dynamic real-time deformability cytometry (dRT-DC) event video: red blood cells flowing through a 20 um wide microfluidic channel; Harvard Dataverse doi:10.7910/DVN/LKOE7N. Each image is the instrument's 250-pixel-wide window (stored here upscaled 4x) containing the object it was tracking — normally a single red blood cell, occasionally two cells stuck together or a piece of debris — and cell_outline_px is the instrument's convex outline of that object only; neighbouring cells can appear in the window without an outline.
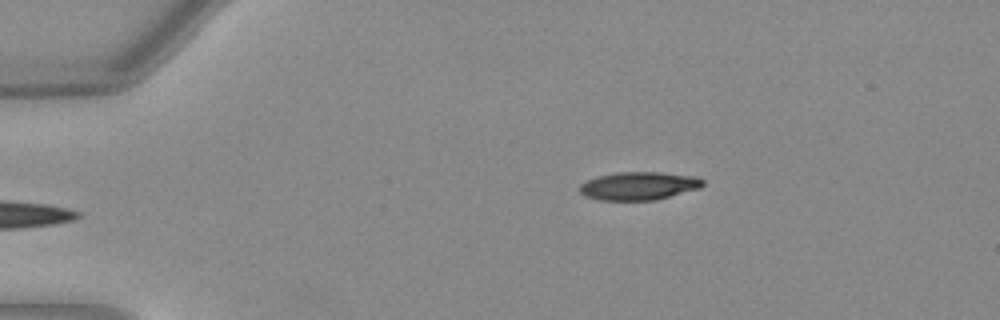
{"species": "Egyptian fruit bat (a non-hibernating species)", "species_latin": "Rousettus aegyptiacus", "temperature_condition": "warm", "stored_images_in_passage": 42, "camera_frame_rate_fps": 3000, "um_per_image_px": 0.085, "animal": {"sex": "female"}, "frame": {"image": 1, "passage_image": 1, "time_ms": 0.0, "image_size_px": [1000, 320], "cell_outline_px": [[704, 184], [700, 188], [656, 200], [600, 200], [584, 196], [580, 192], [580, 184], [596, 176], [616, 172], [660, 172], [700, 176], [704, 180]], "centroid_in_image_um": [54.33, 15.79], "position_along_channel_um": 30.7, "area_um2": 20.4}}
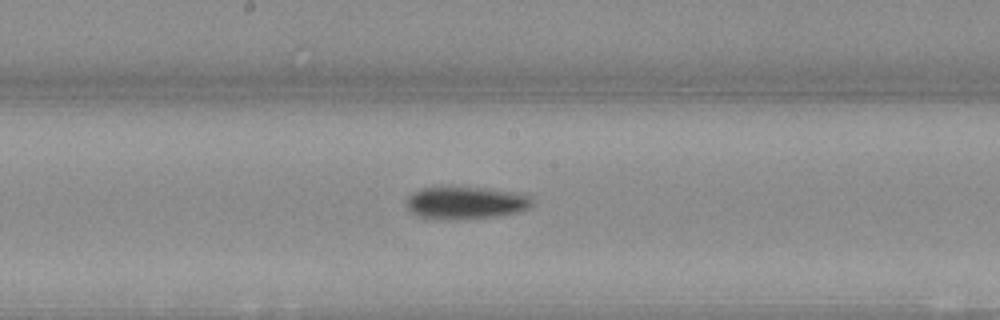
{"frame": {"image": 2, "passage_image": 19, "time_ms": 6.0, "image_size_px": [1000, 320], "cell_outline_px": [[532, 204], [528, 208], [520, 212], [496, 216], [468, 220], [448, 220], [416, 216], [408, 212], [404, 204], [408, 196], [412, 192], [420, 188], [440, 184], [448, 184], [520, 192], [532, 196]], "centroid_in_image_um": [39.51, 17.2], "position_along_channel_um": 208.7, "area_um2": 25.37}}
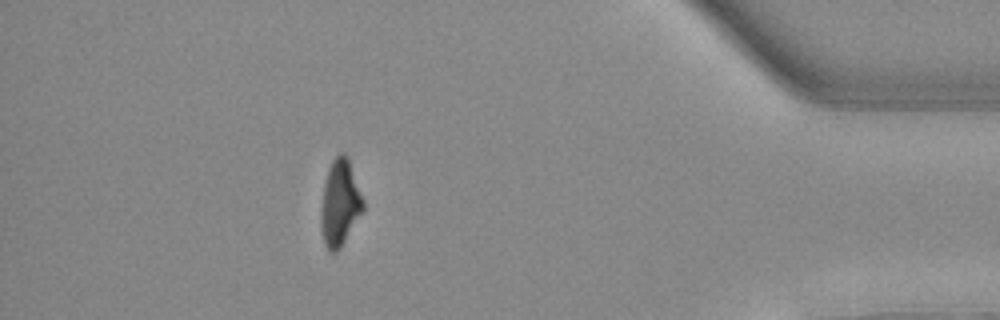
{"frame": {"image": 3, "passage_image": 37, "time_ms": 12.0, "image_size_px": [1000, 320], "cell_outline_px": [[364, 208], [340, 248], [336, 252], [328, 252], [324, 244], [320, 224], [320, 212], [324, 180], [328, 168], [332, 160], [340, 152], [344, 152], [348, 156], [364, 200]], "centroid_in_image_um": [28.87, 17.23], "position_along_channel_um": 406.3, "area_um2": 21.39}, "authors_computed_cell_mechanics": {"area_um2": 21.8484, "velocity_mm_per_s": 4.0359, "shape_relaxation_time_tau1_ms": 5.0884, "shape_relaxation_time_tau2_ms": null, "deformation_change_tau1": 0.1829, "deformation_change_tau2": null}}